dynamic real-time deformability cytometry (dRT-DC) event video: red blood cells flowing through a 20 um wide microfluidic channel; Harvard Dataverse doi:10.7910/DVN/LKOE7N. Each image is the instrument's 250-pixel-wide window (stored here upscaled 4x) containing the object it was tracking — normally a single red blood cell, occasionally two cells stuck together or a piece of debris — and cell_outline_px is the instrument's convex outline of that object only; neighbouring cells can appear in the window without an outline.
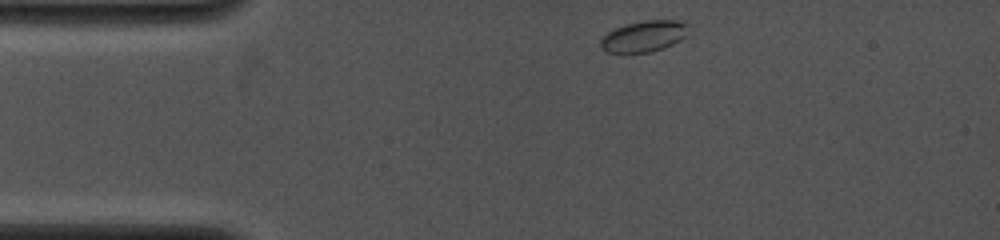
{"species": "common noctule bat (a hibernating species)", "species_latin": "Nyctalus noctula", "temperature_condition": "cold", "stored_images_in_passage": 52, "camera_frame_rate_fps": 4000, "um_per_image_px": 0.085, "animal": {"sex": "female", "body_mass_g": 19.0, "forearm_length_mm": 53.3}, "frame": {"image": 1, "passage_image": 1, "time_ms": 0.0, "image_size_px": [1000, 240], "cell_outline_px": [[684, 36], [680, 40], [664, 48], [652, 52], [608, 52], [600, 48], [600, 40], [608, 32], [616, 28], [628, 24], [644, 20], [676, 20], [684, 24]], "centroid_in_image_um": [54.67, 3.1], "position_along_channel_um": 30.3, "area_um2": 15.43}}
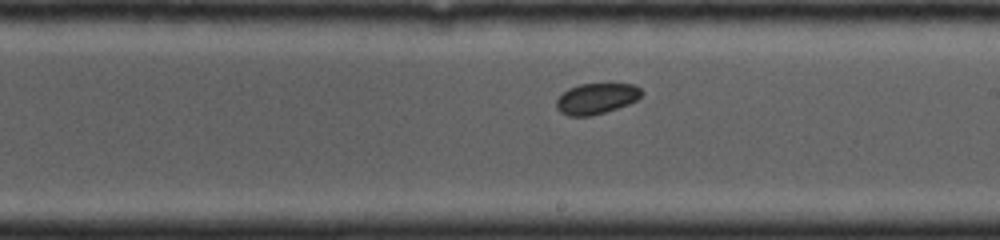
{"frame": {"image": 2, "passage_image": 29, "time_ms": 6.0, "image_size_px": [1000, 240], "cell_outline_px": [[644, 92], [636, 100], [628, 104], [592, 116], [568, 116], [560, 112], [556, 108], [556, 100], [568, 88], [580, 84], [636, 84]], "centroid_in_image_um": [50.68, 8.38], "position_along_channel_um": 238.3, "area_um2": 15.26}}
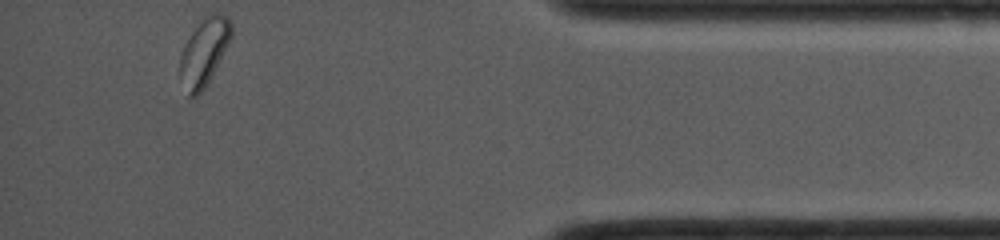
{"frame": {"image": 3, "passage_image": 52, "time_ms": 11.0, "image_size_px": [1000, 240], "cell_outline_px": [[232, 36], [228, 44], [204, 88], [196, 96], [188, 96], [176, 72], [180, 56], [184, 44], [192, 32], [208, 16], [216, 12], [220, 12], [228, 16], [232, 24]], "centroid_in_image_um": [17.31, 4.44], "position_along_channel_um": 417.9, "area_um2": 19.94}}